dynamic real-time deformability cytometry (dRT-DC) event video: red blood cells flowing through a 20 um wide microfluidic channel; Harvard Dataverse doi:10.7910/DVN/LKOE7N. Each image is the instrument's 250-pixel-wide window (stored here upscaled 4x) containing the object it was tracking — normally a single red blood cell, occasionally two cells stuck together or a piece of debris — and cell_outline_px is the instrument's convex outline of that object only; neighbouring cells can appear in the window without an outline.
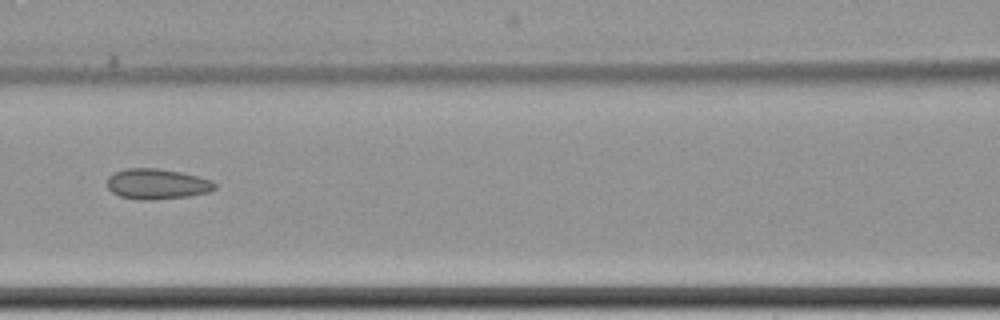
{"species": "common noctule bat (a hibernating species)", "species_latin": "Nyctalus noctula", "temperature_condition": "cold", "stored_images_in_passage": 9, "camera_frame_rate_fps": 3000, "um_per_image_px": 0.085, "animal": {"sex": "female", "body_mass_g": 22.7, "forearm_length_mm": 54.2}, "frame": {"image": 1, "passage_image": 6, "time_ms": 6.333, "image_size_px": [1000, 320], "cell_outline_px": [[216, 188], [208, 192], [188, 196], [148, 200], [140, 200], [120, 196], [112, 192], [108, 188], [108, 176], [116, 172], [128, 168], [156, 168], [180, 172], [212, 180], [216, 184]], "centroid_in_image_um": [13.34, 15.64], "position_along_channel_um": 153.3, "area_um2": 18.9}}
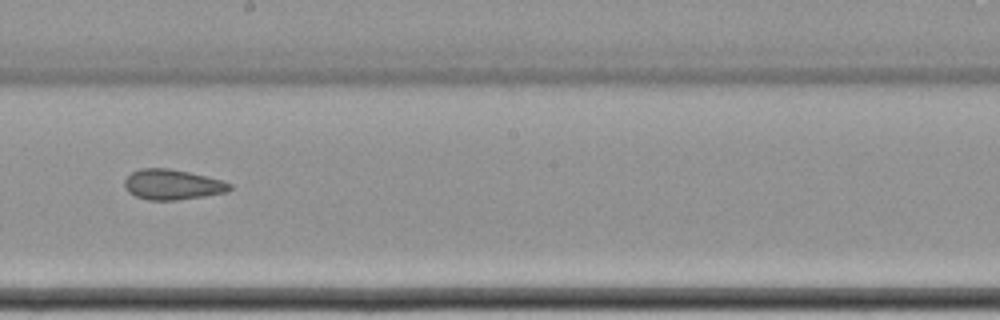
{"frame": {"image": 2, "passage_image": 8, "time_ms": 8.667, "image_size_px": [1000, 320], "cell_outline_px": [[232, 188], [228, 192], [204, 196], [176, 200], [148, 200], [136, 196], [128, 192], [124, 188], [124, 180], [132, 172], [140, 168], [168, 168], [188, 172], [220, 180], [232, 184]], "centroid_in_image_um": [14.63, 15.69], "position_along_channel_um": 233.6, "area_um2": 18.5}}
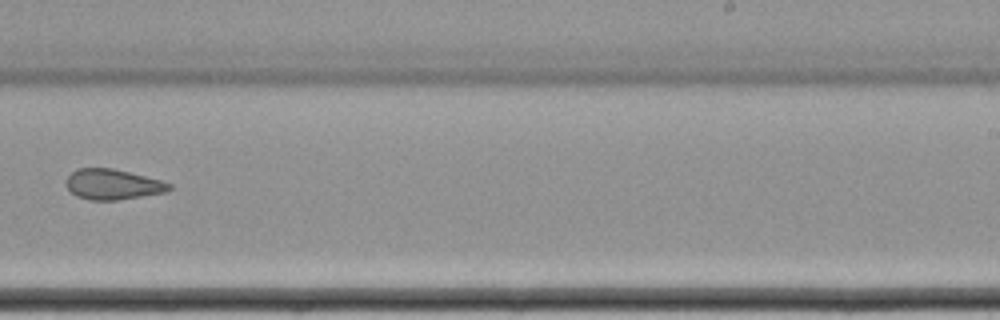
{"frame": {"image": 3, "passage_image": 9, "time_ms": 10.0, "image_size_px": [1000, 320], "cell_outline_px": [[172, 188], [168, 192], [116, 200], [88, 200], [76, 196], [64, 184], [64, 180], [72, 172], [80, 168], [112, 168], [160, 180], [172, 184]], "centroid_in_image_um": [9.57, 15.68], "position_along_channel_um": 279.4, "area_um2": 18.26}}